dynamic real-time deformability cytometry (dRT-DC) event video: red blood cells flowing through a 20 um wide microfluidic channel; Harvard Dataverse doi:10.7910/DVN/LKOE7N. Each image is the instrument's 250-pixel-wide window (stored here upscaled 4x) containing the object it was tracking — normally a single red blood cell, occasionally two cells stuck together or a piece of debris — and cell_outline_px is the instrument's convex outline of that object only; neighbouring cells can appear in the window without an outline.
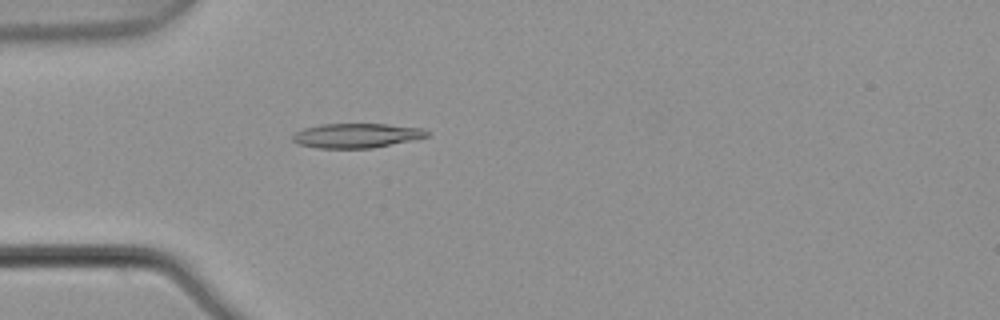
{"species": "common noctule bat (a hibernating species)", "species_latin": "Nyctalus noctula", "temperature_condition": "warm", "stored_images_in_passage": 4, "camera_frame_rate_fps": 3000, "um_per_image_px": 0.085, "animal": {"sex": "male", "body_mass_g": 21.5, "forearm_length_mm": 52.0}, "frame": {"image": 1, "passage_image": 4, "time_ms": 1.0, "image_size_px": [1000, 320], "cell_outline_px": [[428, 136], [416, 140], [372, 148], [316, 148], [300, 144], [292, 140], [292, 136], [296, 132], [304, 128], [320, 124], [388, 124], [424, 128], [428, 132]], "centroid_in_image_um": [30.34, 11.52], "position_along_channel_um": 54.7, "area_um2": 19.31}}